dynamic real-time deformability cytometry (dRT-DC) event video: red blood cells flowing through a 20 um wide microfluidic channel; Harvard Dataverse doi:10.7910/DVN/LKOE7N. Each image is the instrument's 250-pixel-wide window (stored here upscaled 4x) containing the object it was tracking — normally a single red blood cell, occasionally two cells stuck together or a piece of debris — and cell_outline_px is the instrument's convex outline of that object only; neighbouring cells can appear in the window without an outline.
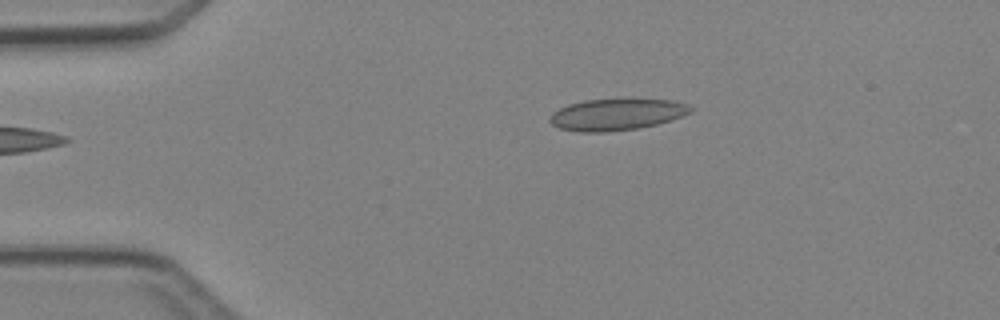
{"species": "Egyptian fruit bat (a non-hibernating species)", "species_latin": "Rousettus aegyptiacus", "temperature_condition": "cold", "stored_images_in_passage": 3, "camera_frame_rate_fps": 3000, "um_per_image_px": 0.085, "animal": {"sex": "female"}, "frame": {"image": 1, "passage_image": 3, "time_ms": 2.333, "image_size_px": [1000, 320], "cell_outline_px": [[692, 112], [684, 116], [672, 120], [640, 128], [604, 132], [580, 132], [560, 128], [552, 124], [548, 120], [552, 112], [568, 104], [584, 100], [672, 100], [684, 104], [692, 108]], "centroid_in_image_um": [52.39, 9.75], "position_along_channel_um": 32.6, "area_um2": 25.61}}